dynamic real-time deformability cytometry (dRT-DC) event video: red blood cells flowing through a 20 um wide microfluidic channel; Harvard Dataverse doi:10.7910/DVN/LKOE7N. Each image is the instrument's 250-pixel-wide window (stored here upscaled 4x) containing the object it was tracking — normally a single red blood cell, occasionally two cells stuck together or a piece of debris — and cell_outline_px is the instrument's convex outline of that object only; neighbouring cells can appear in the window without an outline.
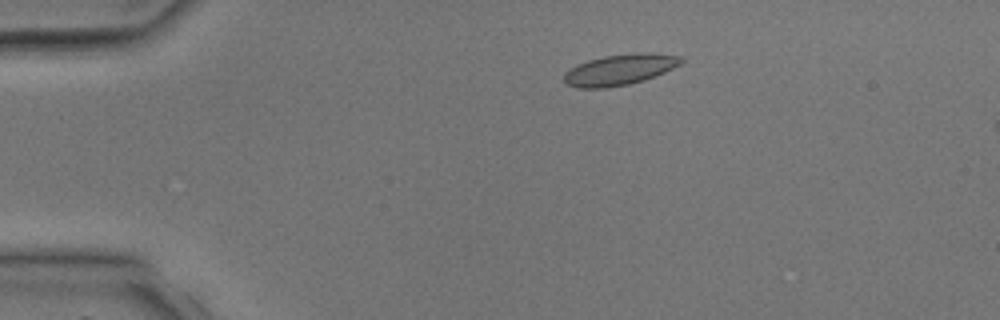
{"species": "common noctule bat (a hibernating species)", "species_latin": "Nyctalus noctula", "temperature_condition": "room temperature", "stored_images_in_passage": 4, "camera_frame_rate_fps": 3000, "um_per_image_px": 0.085, "animal": {"sex": "male", "body_mass_g": 17.9, "forearm_length_mm": 54.2}, "frame": {"image": 1, "passage_image": 2, "time_ms": 1.333, "image_size_px": [1000, 320], "cell_outline_px": [[684, 60], [680, 64], [664, 72], [644, 80], [628, 84], [604, 88], [576, 88], [568, 84], [564, 80], [564, 72], [576, 64], [588, 60], [604, 56], [640, 52], [652, 52], [684, 56]], "centroid_in_image_um": [52.69, 5.9], "position_along_channel_um": 32.3, "area_um2": 21.15}}